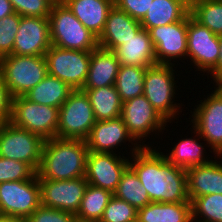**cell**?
Listing matches in <instances>:
<instances>
[{
  "instance_id": "14",
  "label": "cell",
  "mask_w": 222,
  "mask_h": 222,
  "mask_svg": "<svg viewBox=\"0 0 222 222\" xmlns=\"http://www.w3.org/2000/svg\"><path fill=\"white\" fill-rule=\"evenodd\" d=\"M41 205L77 214L88 182L85 177L69 180H38Z\"/></svg>"
},
{
  "instance_id": "43",
  "label": "cell",
  "mask_w": 222,
  "mask_h": 222,
  "mask_svg": "<svg viewBox=\"0 0 222 222\" xmlns=\"http://www.w3.org/2000/svg\"><path fill=\"white\" fill-rule=\"evenodd\" d=\"M0 222H28L26 218L0 216Z\"/></svg>"
},
{
  "instance_id": "4",
  "label": "cell",
  "mask_w": 222,
  "mask_h": 222,
  "mask_svg": "<svg viewBox=\"0 0 222 222\" xmlns=\"http://www.w3.org/2000/svg\"><path fill=\"white\" fill-rule=\"evenodd\" d=\"M0 73L12 97L23 96L47 75L45 56L11 54L0 58Z\"/></svg>"
},
{
  "instance_id": "27",
  "label": "cell",
  "mask_w": 222,
  "mask_h": 222,
  "mask_svg": "<svg viewBox=\"0 0 222 222\" xmlns=\"http://www.w3.org/2000/svg\"><path fill=\"white\" fill-rule=\"evenodd\" d=\"M73 89L60 79L47 75L23 96L29 101L60 108Z\"/></svg>"
},
{
  "instance_id": "44",
  "label": "cell",
  "mask_w": 222,
  "mask_h": 222,
  "mask_svg": "<svg viewBox=\"0 0 222 222\" xmlns=\"http://www.w3.org/2000/svg\"><path fill=\"white\" fill-rule=\"evenodd\" d=\"M215 86H217L216 88L222 93V79L216 81Z\"/></svg>"
},
{
  "instance_id": "38",
  "label": "cell",
  "mask_w": 222,
  "mask_h": 222,
  "mask_svg": "<svg viewBox=\"0 0 222 222\" xmlns=\"http://www.w3.org/2000/svg\"><path fill=\"white\" fill-rule=\"evenodd\" d=\"M28 222H76L73 213L40 205L28 218Z\"/></svg>"
},
{
  "instance_id": "39",
  "label": "cell",
  "mask_w": 222,
  "mask_h": 222,
  "mask_svg": "<svg viewBox=\"0 0 222 222\" xmlns=\"http://www.w3.org/2000/svg\"><path fill=\"white\" fill-rule=\"evenodd\" d=\"M153 0H114V5L133 19L141 21Z\"/></svg>"
},
{
  "instance_id": "28",
  "label": "cell",
  "mask_w": 222,
  "mask_h": 222,
  "mask_svg": "<svg viewBox=\"0 0 222 222\" xmlns=\"http://www.w3.org/2000/svg\"><path fill=\"white\" fill-rule=\"evenodd\" d=\"M194 134L198 137L196 138H185L180 139L176 145L171 148V152L167 155L164 154L167 161L173 165L180 167L184 170L191 168L193 166L202 165L210 162L209 158L205 157L204 152L206 151L204 145L200 143L199 138H202L198 132L193 128Z\"/></svg>"
},
{
  "instance_id": "11",
  "label": "cell",
  "mask_w": 222,
  "mask_h": 222,
  "mask_svg": "<svg viewBox=\"0 0 222 222\" xmlns=\"http://www.w3.org/2000/svg\"><path fill=\"white\" fill-rule=\"evenodd\" d=\"M215 90L200 100V104L195 105L192 113V128L202 137L213 151L211 153L222 156V93ZM203 101V102H202Z\"/></svg>"
},
{
  "instance_id": "18",
  "label": "cell",
  "mask_w": 222,
  "mask_h": 222,
  "mask_svg": "<svg viewBox=\"0 0 222 222\" xmlns=\"http://www.w3.org/2000/svg\"><path fill=\"white\" fill-rule=\"evenodd\" d=\"M51 45L48 17L21 16L12 54L42 56Z\"/></svg>"
},
{
  "instance_id": "45",
  "label": "cell",
  "mask_w": 222,
  "mask_h": 222,
  "mask_svg": "<svg viewBox=\"0 0 222 222\" xmlns=\"http://www.w3.org/2000/svg\"><path fill=\"white\" fill-rule=\"evenodd\" d=\"M182 1L185 2L190 7L194 0H182Z\"/></svg>"
},
{
  "instance_id": "17",
  "label": "cell",
  "mask_w": 222,
  "mask_h": 222,
  "mask_svg": "<svg viewBox=\"0 0 222 222\" xmlns=\"http://www.w3.org/2000/svg\"><path fill=\"white\" fill-rule=\"evenodd\" d=\"M127 141L134 145L130 150L131 154L137 152L141 147H149V144L142 142L140 145L133 139L121 116L110 120L96 121L85 139L89 152L103 153H115L116 149Z\"/></svg>"
},
{
  "instance_id": "34",
  "label": "cell",
  "mask_w": 222,
  "mask_h": 222,
  "mask_svg": "<svg viewBox=\"0 0 222 222\" xmlns=\"http://www.w3.org/2000/svg\"><path fill=\"white\" fill-rule=\"evenodd\" d=\"M137 214L134 206L113 195L99 222H132L137 219Z\"/></svg>"
},
{
  "instance_id": "21",
  "label": "cell",
  "mask_w": 222,
  "mask_h": 222,
  "mask_svg": "<svg viewBox=\"0 0 222 222\" xmlns=\"http://www.w3.org/2000/svg\"><path fill=\"white\" fill-rule=\"evenodd\" d=\"M120 62L114 51L97 47L91 51L86 81L82 89H96L115 85Z\"/></svg>"
},
{
  "instance_id": "48",
  "label": "cell",
  "mask_w": 222,
  "mask_h": 222,
  "mask_svg": "<svg viewBox=\"0 0 222 222\" xmlns=\"http://www.w3.org/2000/svg\"><path fill=\"white\" fill-rule=\"evenodd\" d=\"M132 222H141V221L137 218L136 220H134Z\"/></svg>"
},
{
  "instance_id": "2",
  "label": "cell",
  "mask_w": 222,
  "mask_h": 222,
  "mask_svg": "<svg viewBox=\"0 0 222 222\" xmlns=\"http://www.w3.org/2000/svg\"><path fill=\"white\" fill-rule=\"evenodd\" d=\"M88 148L85 140H44L38 180H69L85 177Z\"/></svg>"
},
{
  "instance_id": "25",
  "label": "cell",
  "mask_w": 222,
  "mask_h": 222,
  "mask_svg": "<svg viewBox=\"0 0 222 222\" xmlns=\"http://www.w3.org/2000/svg\"><path fill=\"white\" fill-rule=\"evenodd\" d=\"M141 222H193L191 203L151 202L138 209Z\"/></svg>"
},
{
  "instance_id": "40",
  "label": "cell",
  "mask_w": 222,
  "mask_h": 222,
  "mask_svg": "<svg viewBox=\"0 0 222 222\" xmlns=\"http://www.w3.org/2000/svg\"><path fill=\"white\" fill-rule=\"evenodd\" d=\"M12 99L13 97L3 82V78L0 73V124L10 122Z\"/></svg>"
},
{
  "instance_id": "46",
  "label": "cell",
  "mask_w": 222,
  "mask_h": 222,
  "mask_svg": "<svg viewBox=\"0 0 222 222\" xmlns=\"http://www.w3.org/2000/svg\"><path fill=\"white\" fill-rule=\"evenodd\" d=\"M76 222H99V221H82V220H77Z\"/></svg>"
},
{
  "instance_id": "41",
  "label": "cell",
  "mask_w": 222,
  "mask_h": 222,
  "mask_svg": "<svg viewBox=\"0 0 222 222\" xmlns=\"http://www.w3.org/2000/svg\"><path fill=\"white\" fill-rule=\"evenodd\" d=\"M219 48L220 54L217 61L216 67L209 73L213 81L216 82L219 79H222V35H219Z\"/></svg>"
},
{
  "instance_id": "30",
  "label": "cell",
  "mask_w": 222,
  "mask_h": 222,
  "mask_svg": "<svg viewBox=\"0 0 222 222\" xmlns=\"http://www.w3.org/2000/svg\"><path fill=\"white\" fill-rule=\"evenodd\" d=\"M146 69L147 67L120 65L115 87L122 102L143 95Z\"/></svg>"
},
{
  "instance_id": "33",
  "label": "cell",
  "mask_w": 222,
  "mask_h": 222,
  "mask_svg": "<svg viewBox=\"0 0 222 222\" xmlns=\"http://www.w3.org/2000/svg\"><path fill=\"white\" fill-rule=\"evenodd\" d=\"M193 222H222V195L196 197L192 202Z\"/></svg>"
},
{
  "instance_id": "24",
  "label": "cell",
  "mask_w": 222,
  "mask_h": 222,
  "mask_svg": "<svg viewBox=\"0 0 222 222\" xmlns=\"http://www.w3.org/2000/svg\"><path fill=\"white\" fill-rule=\"evenodd\" d=\"M189 12L190 7L182 0H153L140 23L149 30L181 21Z\"/></svg>"
},
{
  "instance_id": "15",
  "label": "cell",
  "mask_w": 222,
  "mask_h": 222,
  "mask_svg": "<svg viewBox=\"0 0 222 222\" xmlns=\"http://www.w3.org/2000/svg\"><path fill=\"white\" fill-rule=\"evenodd\" d=\"M148 32L157 64L171 65L175 59H187V15L181 21L153 27Z\"/></svg>"
},
{
  "instance_id": "32",
  "label": "cell",
  "mask_w": 222,
  "mask_h": 222,
  "mask_svg": "<svg viewBox=\"0 0 222 222\" xmlns=\"http://www.w3.org/2000/svg\"><path fill=\"white\" fill-rule=\"evenodd\" d=\"M191 16L216 35H222V0H194Z\"/></svg>"
},
{
  "instance_id": "36",
  "label": "cell",
  "mask_w": 222,
  "mask_h": 222,
  "mask_svg": "<svg viewBox=\"0 0 222 222\" xmlns=\"http://www.w3.org/2000/svg\"><path fill=\"white\" fill-rule=\"evenodd\" d=\"M20 19L16 12L0 19V58L12 54Z\"/></svg>"
},
{
  "instance_id": "22",
  "label": "cell",
  "mask_w": 222,
  "mask_h": 222,
  "mask_svg": "<svg viewBox=\"0 0 222 222\" xmlns=\"http://www.w3.org/2000/svg\"><path fill=\"white\" fill-rule=\"evenodd\" d=\"M114 53L120 65L150 67L157 64L155 48L148 30L141 28L136 35L118 46Z\"/></svg>"
},
{
  "instance_id": "13",
  "label": "cell",
  "mask_w": 222,
  "mask_h": 222,
  "mask_svg": "<svg viewBox=\"0 0 222 222\" xmlns=\"http://www.w3.org/2000/svg\"><path fill=\"white\" fill-rule=\"evenodd\" d=\"M121 117L128 133L140 145L144 137L145 140L150 133L163 132L168 124L144 95L123 102Z\"/></svg>"
},
{
  "instance_id": "23",
  "label": "cell",
  "mask_w": 222,
  "mask_h": 222,
  "mask_svg": "<svg viewBox=\"0 0 222 222\" xmlns=\"http://www.w3.org/2000/svg\"><path fill=\"white\" fill-rule=\"evenodd\" d=\"M76 18L97 38L102 34L114 0H63Z\"/></svg>"
},
{
  "instance_id": "31",
  "label": "cell",
  "mask_w": 222,
  "mask_h": 222,
  "mask_svg": "<svg viewBox=\"0 0 222 222\" xmlns=\"http://www.w3.org/2000/svg\"><path fill=\"white\" fill-rule=\"evenodd\" d=\"M113 193L88 184L76 214L77 220L100 221Z\"/></svg>"
},
{
  "instance_id": "42",
  "label": "cell",
  "mask_w": 222,
  "mask_h": 222,
  "mask_svg": "<svg viewBox=\"0 0 222 222\" xmlns=\"http://www.w3.org/2000/svg\"><path fill=\"white\" fill-rule=\"evenodd\" d=\"M15 13L9 0H0V19Z\"/></svg>"
},
{
  "instance_id": "29",
  "label": "cell",
  "mask_w": 222,
  "mask_h": 222,
  "mask_svg": "<svg viewBox=\"0 0 222 222\" xmlns=\"http://www.w3.org/2000/svg\"><path fill=\"white\" fill-rule=\"evenodd\" d=\"M113 195L126 201L137 210L151 203L147 190L142 186L138 175L130 166L122 173Z\"/></svg>"
},
{
  "instance_id": "1",
  "label": "cell",
  "mask_w": 222,
  "mask_h": 222,
  "mask_svg": "<svg viewBox=\"0 0 222 222\" xmlns=\"http://www.w3.org/2000/svg\"><path fill=\"white\" fill-rule=\"evenodd\" d=\"M131 157L129 166L138 175L151 202L191 203L186 170L167 161L163 152L156 151V147H141Z\"/></svg>"
},
{
  "instance_id": "47",
  "label": "cell",
  "mask_w": 222,
  "mask_h": 222,
  "mask_svg": "<svg viewBox=\"0 0 222 222\" xmlns=\"http://www.w3.org/2000/svg\"><path fill=\"white\" fill-rule=\"evenodd\" d=\"M53 1L56 3V2H62L63 0H53Z\"/></svg>"
},
{
  "instance_id": "9",
  "label": "cell",
  "mask_w": 222,
  "mask_h": 222,
  "mask_svg": "<svg viewBox=\"0 0 222 222\" xmlns=\"http://www.w3.org/2000/svg\"><path fill=\"white\" fill-rule=\"evenodd\" d=\"M48 74L68 84L73 90L82 89L86 81L91 51H78L51 45L45 53Z\"/></svg>"
},
{
  "instance_id": "37",
  "label": "cell",
  "mask_w": 222,
  "mask_h": 222,
  "mask_svg": "<svg viewBox=\"0 0 222 222\" xmlns=\"http://www.w3.org/2000/svg\"><path fill=\"white\" fill-rule=\"evenodd\" d=\"M16 13L20 16L48 17L53 0H9Z\"/></svg>"
},
{
  "instance_id": "8",
  "label": "cell",
  "mask_w": 222,
  "mask_h": 222,
  "mask_svg": "<svg viewBox=\"0 0 222 222\" xmlns=\"http://www.w3.org/2000/svg\"><path fill=\"white\" fill-rule=\"evenodd\" d=\"M43 144L44 140L35 133L11 122L0 124V156L3 158L26 162L37 172Z\"/></svg>"
},
{
  "instance_id": "10",
  "label": "cell",
  "mask_w": 222,
  "mask_h": 222,
  "mask_svg": "<svg viewBox=\"0 0 222 222\" xmlns=\"http://www.w3.org/2000/svg\"><path fill=\"white\" fill-rule=\"evenodd\" d=\"M41 205L37 173L28 180L0 183L2 216L28 218Z\"/></svg>"
},
{
  "instance_id": "3",
  "label": "cell",
  "mask_w": 222,
  "mask_h": 222,
  "mask_svg": "<svg viewBox=\"0 0 222 222\" xmlns=\"http://www.w3.org/2000/svg\"><path fill=\"white\" fill-rule=\"evenodd\" d=\"M48 18L53 46L78 51H92L99 46L98 38L76 18L63 2H56L52 5Z\"/></svg>"
},
{
  "instance_id": "12",
  "label": "cell",
  "mask_w": 222,
  "mask_h": 222,
  "mask_svg": "<svg viewBox=\"0 0 222 222\" xmlns=\"http://www.w3.org/2000/svg\"><path fill=\"white\" fill-rule=\"evenodd\" d=\"M220 54L219 36L187 14V58L198 71L209 73L216 67Z\"/></svg>"
},
{
  "instance_id": "35",
  "label": "cell",
  "mask_w": 222,
  "mask_h": 222,
  "mask_svg": "<svg viewBox=\"0 0 222 222\" xmlns=\"http://www.w3.org/2000/svg\"><path fill=\"white\" fill-rule=\"evenodd\" d=\"M37 172L26 162L0 156V183L31 179Z\"/></svg>"
},
{
  "instance_id": "7",
  "label": "cell",
  "mask_w": 222,
  "mask_h": 222,
  "mask_svg": "<svg viewBox=\"0 0 222 222\" xmlns=\"http://www.w3.org/2000/svg\"><path fill=\"white\" fill-rule=\"evenodd\" d=\"M95 122L87 94L75 89L59 108L57 138L85 140Z\"/></svg>"
},
{
  "instance_id": "5",
  "label": "cell",
  "mask_w": 222,
  "mask_h": 222,
  "mask_svg": "<svg viewBox=\"0 0 222 222\" xmlns=\"http://www.w3.org/2000/svg\"><path fill=\"white\" fill-rule=\"evenodd\" d=\"M174 66L175 63L156 64L148 67L144 76L143 95L168 123H171L173 118L177 119L175 117L180 114L181 109L180 103L174 102L178 87L175 83Z\"/></svg>"
},
{
  "instance_id": "6",
  "label": "cell",
  "mask_w": 222,
  "mask_h": 222,
  "mask_svg": "<svg viewBox=\"0 0 222 222\" xmlns=\"http://www.w3.org/2000/svg\"><path fill=\"white\" fill-rule=\"evenodd\" d=\"M58 118L59 108L29 101L24 96L12 99L10 122L43 140L57 137Z\"/></svg>"
},
{
  "instance_id": "26",
  "label": "cell",
  "mask_w": 222,
  "mask_h": 222,
  "mask_svg": "<svg viewBox=\"0 0 222 222\" xmlns=\"http://www.w3.org/2000/svg\"><path fill=\"white\" fill-rule=\"evenodd\" d=\"M87 94L96 121L110 120L121 116L123 102L115 85L96 89H81Z\"/></svg>"
},
{
  "instance_id": "20",
  "label": "cell",
  "mask_w": 222,
  "mask_h": 222,
  "mask_svg": "<svg viewBox=\"0 0 222 222\" xmlns=\"http://www.w3.org/2000/svg\"><path fill=\"white\" fill-rule=\"evenodd\" d=\"M141 28L140 21L133 19L114 5L109 11L104 30L98 38V45L101 48L114 51L124 41L136 35Z\"/></svg>"
},
{
  "instance_id": "16",
  "label": "cell",
  "mask_w": 222,
  "mask_h": 222,
  "mask_svg": "<svg viewBox=\"0 0 222 222\" xmlns=\"http://www.w3.org/2000/svg\"><path fill=\"white\" fill-rule=\"evenodd\" d=\"M129 158L116 153L88 152L85 179L88 184L114 193Z\"/></svg>"
},
{
  "instance_id": "19",
  "label": "cell",
  "mask_w": 222,
  "mask_h": 222,
  "mask_svg": "<svg viewBox=\"0 0 222 222\" xmlns=\"http://www.w3.org/2000/svg\"><path fill=\"white\" fill-rule=\"evenodd\" d=\"M216 158L222 160L221 155H215V160L186 170L187 194L190 202L204 195H222V161H217Z\"/></svg>"
}]
</instances>
